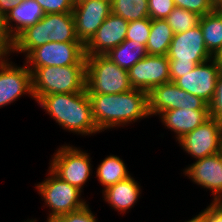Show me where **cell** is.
<instances>
[{
	"label": "cell",
	"mask_w": 222,
	"mask_h": 222,
	"mask_svg": "<svg viewBox=\"0 0 222 222\" xmlns=\"http://www.w3.org/2000/svg\"><path fill=\"white\" fill-rule=\"evenodd\" d=\"M128 21L111 13L85 45V56L105 55L126 38Z\"/></svg>",
	"instance_id": "cell-16"
},
{
	"label": "cell",
	"mask_w": 222,
	"mask_h": 222,
	"mask_svg": "<svg viewBox=\"0 0 222 222\" xmlns=\"http://www.w3.org/2000/svg\"><path fill=\"white\" fill-rule=\"evenodd\" d=\"M178 143L195 160L217 154L222 150V121L210 117Z\"/></svg>",
	"instance_id": "cell-10"
},
{
	"label": "cell",
	"mask_w": 222,
	"mask_h": 222,
	"mask_svg": "<svg viewBox=\"0 0 222 222\" xmlns=\"http://www.w3.org/2000/svg\"><path fill=\"white\" fill-rule=\"evenodd\" d=\"M213 59L216 61V63L220 66L222 70V48L216 53Z\"/></svg>",
	"instance_id": "cell-37"
},
{
	"label": "cell",
	"mask_w": 222,
	"mask_h": 222,
	"mask_svg": "<svg viewBox=\"0 0 222 222\" xmlns=\"http://www.w3.org/2000/svg\"><path fill=\"white\" fill-rule=\"evenodd\" d=\"M203 222H222V201H213L199 214Z\"/></svg>",
	"instance_id": "cell-34"
},
{
	"label": "cell",
	"mask_w": 222,
	"mask_h": 222,
	"mask_svg": "<svg viewBox=\"0 0 222 222\" xmlns=\"http://www.w3.org/2000/svg\"><path fill=\"white\" fill-rule=\"evenodd\" d=\"M184 222H203V220L200 218L199 215H196L195 217L193 216L192 219L184 221Z\"/></svg>",
	"instance_id": "cell-38"
},
{
	"label": "cell",
	"mask_w": 222,
	"mask_h": 222,
	"mask_svg": "<svg viewBox=\"0 0 222 222\" xmlns=\"http://www.w3.org/2000/svg\"><path fill=\"white\" fill-rule=\"evenodd\" d=\"M8 56L10 54H5L0 59V108L13 103L23 95L28 94L34 99L31 71L26 63L17 66Z\"/></svg>",
	"instance_id": "cell-11"
},
{
	"label": "cell",
	"mask_w": 222,
	"mask_h": 222,
	"mask_svg": "<svg viewBox=\"0 0 222 222\" xmlns=\"http://www.w3.org/2000/svg\"><path fill=\"white\" fill-rule=\"evenodd\" d=\"M133 89L128 71L105 55L86 56L88 94H119Z\"/></svg>",
	"instance_id": "cell-5"
},
{
	"label": "cell",
	"mask_w": 222,
	"mask_h": 222,
	"mask_svg": "<svg viewBox=\"0 0 222 222\" xmlns=\"http://www.w3.org/2000/svg\"><path fill=\"white\" fill-rule=\"evenodd\" d=\"M45 44L44 17L26 28L15 39L11 53H24L25 57L34 49Z\"/></svg>",
	"instance_id": "cell-25"
},
{
	"label": "cell",
	"mask_w": 222,
	"mask_h": 222,
	"mask_svg": "<svg viewBox=\"0 0 222 222\" xmlns=\"http://www.w3.org/2000/svg\"><path fill=\"white\" fill-rule=\"evenodd\" d=\"M193 183L212 191L213 201H222V150L195 160L183 170Z\"/></svg>",
	"instance_id": "cell-15"
},
{
	"label": "cell",
	"mask_w": 222,
	"mask_h": 222,
	"mask_svg": "<svg viewBox=\"0 0 222 222\" xmlns=\"http://www.w3.org/2000/svg\"><path fill=\"white\" fill-rule=\"evenodd\" d=\"M209 110V105L196 95L179 88L170 81L153 87L148 92L149 115H160L172 109Z\"/></svg>",
	"instance_id": "cell-9"
},
{
	"label": "cell",
	"mask_w": 222,
	"mask_h": 222,
	"mask_svg": "<svg viewBox=\"0 0 222 222\" xmlns=\"http://www.w3.org/2000/svg\"><path fill=\"white\" fill-rule=\"evenodd\" d=\"M171 81L190 73L198 64L213 57L206 49L200 25L174 34L167 53Z\"/></svg>",
	"instance_id": "cell-3"
},
{
	"label": "cell",
	"mask_w": 222,
	"mask_h": 222,
	"mask_svg": "<svg viewBox=\"0 0 222 222\" xmlns=\"http://www.w3.org/2000/svg\"><path fill=\"white\" fill-rule=\"evenodd\" d=\"M14 40L8 33L5 25V16L0 11V48L11 55Z\"/></svg>",
	"instance_id": "cell-35"
},
{
	"label": "cell",
	"mask_w": 222,
	"mask_h": 222,
	"mask_svg": "<svg viewBox=\"0 0 222 222\" xmlns=\"http://www.w3.org/2000/svg\"><path fill=\"white\" fill-rule=\"evenodd\" d=\"M131 176L127 170L124 161L116 156L109 155L98 165L96 170V178L98 179L103 190L111 185L118 183Z\"/></svg>",
	"instance_id": "cell-23"
},
{
	"label": "cell",
	"mask_w": 222,
	"mask_h": 222,
	"mask_svg": "<svg viewBox=\"0 0 222 222\" xmlns=\"http://www.w3.org/2000/svg\"><path fill=\"white\" fill-rule=\"evenodd\" d=\"M175 7L174 0H148L151 19H166Z\"/></svg>",
	"instance_id": "cell-30"
},
{
	"label": "cell",
	"mask_w": 222,
	"mask_h": 222,
	"mask_svg": "<svg viewBox=\"0 0 222 222\" xmlns=\"http://www.w3.org/2000/svg\"><path fill=\"white\" fill-rule=\"evenodd\" d=\"M161 122L175 134L176 142L210 118L209 110L172 109L159 115Z\"/></svg>",
	"instance_id": "cell-17"
},
{
	"label": "cell",
	"mask_w": 222,
	"mask_h": 222,
	"mask_svg": "<svg viewBox=\"0 0 222 222\" xmlns=\"http://www.w3.org/2000/svg\"><path fill=\"white\" fill-rule=\"evenodd\" d=\"M209 114L210 117L222 121V70L217 78L214 97L209 104Z\"/></svg>",
	"instance_id": "cell-33"
},
{
	"label": "cell",
	"mask_w": 222,
	"mask_h": 222,
	"mask_svg": "<svg viewBox=\"0 0 222 222\" xmlns=\"http://www.w3.org/2000/svg\"><path fill=\"white\" fill-rule=\"evenodd\" d=\"M69 145L58 148L51 157L49 169L61 180L82 190L92 174L90 153Z\"/></svg>",
	"instance_id": "cell-7"
},
{
	"label": "cell",
	"mask_w": 222,
	"mask_h": 222,
	"mask_svg": "<svg viewBox=\"0 0 222 222\" xmlns=\"http://www.w3.org/2000/svg\"><path fill=\"white\" fill-rule=\"evenodd\" d=\"M55 220L57 222H97L98 219L87 204L84 208L59 216Z\"/></svg>",
	"instance_id": "cell-32"
},
{
	"label": "cell",
	"mask_w": 222,
	"mask_h": 222,
	"mask_svg": "<svg viewBox=\"0 0 222 222\" xmlns=\"http://www.w3.org/2000/svg\"><path fill=\"white\" fill-rule=\"evenodd\" d=\"M141 192L140 185L132 176L102 190L104 201L121 214L137 203Z\"/></svg>",
	"instance_id": "cell-19"
},
{
	"label": "cell",
	"mask_w": 222,
	"mask_h": 222,
	"mask_svg": "<svg viewBox=\"0 0 222 222\" xmlns=\"http://www.w3.org/2000/svg\"><path fill=\"white\" fill-rule=\"evenodd\" d=\"M147 55L146 46L133 40H124L105 54L111 61L127 71Z\"/></svg>",
	"instance_id": "cell-21"
},
{
	"label": "cell",
	"mask_w": 222,
	"mask_h": 222,
	"mask_svg": "<svg viewBox=\"0 0 222 222\" xmlns=\"http://www.w3.org/2000/svg\"><path fill=\"white\" fill-rule=\"evenodd\" d=\"M174 4L176 7L186 9L201 17L214 10L210 0H174Z\"/></svg>",
	"instance_id": "cell-29"
},
{
	"label": "cell",
	"mask_w": 222,
	"mask_h": 222,
	"mask_svg": "<svg viewBox=\"0 0 222 222\" xmlns=\"http://www.w3.org/2000/svg\"><path fill=\"white\" fill-rule=\"evenodd\" d=\"M48 171L47 178L35 186L46 204L44 206L51 209L48 220H55L59 216L77 211L87 205L85 199L81 198L82 190L61 180L50 169Z\"/></svg>",
	"instance_id": "cell-6"
},
{
	"label": "cell",
	"mask_w": 222,
	"mask_h": 222,
	"mask_svg": "<svg viewBox=\"0 0 222 222\" xmlns=\"http://www.w3.org/2000/svg\"><path fill=\"white\" fill-rule=\"evenodd\" d=\"M23 0H0V11L5 16L10 10L19 5Z\"/></svg>",
	"instance_id": "cell-36"
},
{
	"label": "cell",
	"mask_w": 222,
	"mask_h": 222,
	"mask_svg": "<svg viewBox=\"0 0 222 222\" xmlns=\"http://www.w3.org/2000/svg\"><path fill=\"white\" fill-rule=\"evenodd\" d=\"M214 9L222 15V1Z\"/></svg>",
	"instance_id": "cell-39"
},
{
	"label": "cell",
	"mask_w": 222,
	"mask_h": 222,
	"mask_svg": "<svg viewBox=\"0 0 222 222\" xmlns=\"http://www.w3.org/2000/svg\"><path fill=\"white\" fill-rule=\"evenodd\" d=\"M134 89L149 92L153 87L171 81L167 55H147L128 70Z\"/></svg>",
	"instance_id": "cell-12"
},
{
	"label": "cell",
	"mask_w": 222,
	"mask_h": 222,
	"mask_svg": "<svg viewBox=\"0 0 222 222\" xmlns=\"http://www.w3.org/2000/svg\"><path fill=\"white\" fill-rule=\"evenodd\" d=\"M84 1H87V0H71L73 6H76V5H78V4H80V3L84 2Z\"/></svg>",
	"instance_id": "cell-40"
},
{
	"label": "cell",
	"mask_w": 222,
	"mask_h": 222,
	"mask_svg": "<svg viewBox=\"0 0 222 222\" xmlns=\"http://www.w3.org/2000/svg\"><path fill=\"white\" fill-rule=\"evenodd\" d=\"M174 33L165 19H151V31L146 44L149 55H167Z\"/></svg>",
	"instance_id": "cell-24"
},
{
	"label": "cell",
	"mask_w": 222,
	"mask_h": 222,
	"mask_svg": "<svg viewBox=\"0 0 222 222\" xmlns=\"http://www.w3.org/2000/svg\"><path fill=\"white\" fill-rule=\"evenodd\" d=\"M27 222H36L37 220L36 219H31V220H26ZM46 222H57L56 220H48Z\"/></svg>",
	"instance_id": "cell-42"
},
{
	"label": "cell",
	"mask_w": 222,
	"mask_h": 222,
	"mask_svg": "<svg viewBox=\"0 0 222 222\" xmlns=\"http://www.w3.org/2000/svg\"><path fill=\"white\" fill-rule=\"evenodd\" d=\"M31 74L36 102L45 95L76 93L86 89V65L45 66Z\"/></svg>",
	"instance_id": "cell-4"
},
{
	"label": "cell",
	"mask_w": 222,
	"mask_h": 222,
	"mask_svg": "<svg viewBox=\"0 0 222 222\" xmlns=\"http://www.w3.org/2000/svg\"><path fill=\"white\" fill-rule=\"evenodd\" d=\"M72 13L76 36L85 46L112 13L111 0H87L74 6Z\"/></svg>",
	"instance_id": "cell-13"
},
{
	"label": "cell",
	"mask_w": 222,
	"mask_h": 222,
	"mask_svg": "<svg viewBox=\"0 0 222 222\" xmlns=\"http://www.w3.org/2000/svg\"><path fill=\"white\" fill-rule=\"evenodd\" d=\"M45 14L72 12L74 6L71 0H36Z\"/></svg>",
	"instance_id": "cell-31"
},
{
	"label": "cell",
	"mask_w": 222,
	"mask_h": 222,
	"mask_svg": "<svg viewBox=\"0 0 222 222\" xmlns=\"http://www.w3.org/2000/svg\"><path fill=\"white\" fill-rule=\"evenodd\" d=\"M220 71V66L212 58L198 64L190 73L177 78L174 83L186 92L201 98L209 105L215 94Z\"/></svg>",
	"instance_id": "cell-14"
},
{
	"label": "cell",
	"mask_w": 222,
	"mask_h": 222,
	"mask_svg": "<svg viewBox=\"0 0 222 222\" xmlns=\"http://www.w3.org/2000/svg\"><path fill=\"white\" fill-rule=\"evenodd\" d=\"M111 8L128 22L149 17L148 0H111Z\"/></svg>",
	"instance_id": "cell-26"
},
{
	"label": "cell",
	"mask_w": 222,
	"mask_h": 222,
	"mask_svg": "<svg viewBox=\"0 0 222 222\" xmlns=\"http://www.w3.org/2000/svg\"><path fill=\"white\" fill-rule=\"evenodd\" d=\"M92 115L100 132L124 127L127 124L147 118L148 93L138 89L119 94H88Z\"/></svg>",
	"instance_id": "cell-1"
},
{
	"label": "cell",
	"mask_w": 222,
	"mask_h": 222,
	"mask_svg": "<svg viewBox=\"0 0 222 222\" xmlns=\"http://www.w3.org/2000/svg\"><path fill=\"white\" fill-rule=\"evenodd\" d=\"M201 16L180 7H175L165 19L174 34L186 32L199 25Z\"/></svg>",
	"instance_id": "cell-27"
},
{
	"label": "cell",
	"mask_w": 222,
	"mask_h": 222,
	"mask_svg": "<svg viewBox=\"0 0 222 222\" xmlns=\"http://www.w3.org/2000/svg\"><path fill=\"white\" fill-rule=\"evenodd\" d=\"M222 0H210L212 3L213 7L215 8Z\"/></svg>",
	"instance_id": "cell-41"
},
{
	"label": "cell",
	"mask_w": 222,
	"mask_h": 222,
	"mask_svg": "<svg viewBox=\"0 0 222 222\" xmlns=\"http://www.w3.org/2000/svg\"><path fill=\"white\" fill-rule=\"evenodd\" d=\"M37 103L64 130L81 136L100 133L92 115L87 90L42 96Z\"/></svg>",
	"instance_id": "cell-2"
},
{
	"label": "cell",
	"mask_w": 222,
	"mask_h": 222,
	"mask_svg": "<svg viewBox=\"0 0 222 222\" xmlns=\"http://www.w3.org/2000/svg\"><path fill=\"white\" fill-rule=\"evenodd\" d=\"M199 25L206 49L214 57L222 48V15L214 9L200 18Z\"/></svg>",
	"instance_id": "cell-22"
},
{
	"label": "cell",
	"mask_w": 222,
	"mask_h": 222,
	"mask_svg": "<svg viewBox=\"0 0 222 222\" xmlns=\"http://www.w3.org/2000/svg\"><path fill=\"white\" fill-rule=\"evenodd\" d=\"M44 32L45 43H81L75 33V21L72 12L45 14Z\"/></svg>",
	"instance_id": "cell-20"
},
{
	"label": "cell",
	"mask_w": 222,
	"mask_h": 222,
	"mask_svg": "<svg viewBox=\"0 0 222 222\" xmlns=\"http://www.w3.org/2000/svg\"><path fill=\"white\" fill-rule=\"evenodd\" d=\"M44 16L45 13L36 0H23L5 15L6 29L14 40L22 31L36 24Z\"/></svg>",
	"instance_id": "cell-18"
},
{
	"label": "cell",
	"mask_w": 222,
	"mask_h": 222,
	"mask_svg": "<svg viewBox=\"0 0 222 222\" xmlns=\"http://www.w3.org/2000/svg\"><path fill=\"white\" fill-rule=\"evenodd\" d=\"M25 63L31 73L45 66L86 65L85 46L82 43L48 42L34 48L25 57Z\"/></svg>",
	"instance_id": "cell-8"
},
{
	"label": "cell",
	"mask_w": 222,
	"mask_h": 222,
	"mask_svg": "<svg viewBox=\"0 0 222 222\" xmlns=\"http://www.w3.org/2000/svg\"><path fill=\"white\" fill-rule=\"evenodd\" d=\"M151 31V18L129 21L125 40H133L146 46Z\"/></svg>",
	"instance_id": "cell-28"
},
{
	"label": "cell",
	"mask_w": 222,
	"mask_h": 222,
	"mask_svg": "<svg viewBox=\"0 0 222 222\" xmlns=\"http://www.w3.org/2000/svg\"><path fill=\"white\" fill-rule=\"evenodd\" d=\"M6 53L0 48V59L5 55Z\"/></svg>",
	"instance_id": "cell-43"
}]
</instances>
